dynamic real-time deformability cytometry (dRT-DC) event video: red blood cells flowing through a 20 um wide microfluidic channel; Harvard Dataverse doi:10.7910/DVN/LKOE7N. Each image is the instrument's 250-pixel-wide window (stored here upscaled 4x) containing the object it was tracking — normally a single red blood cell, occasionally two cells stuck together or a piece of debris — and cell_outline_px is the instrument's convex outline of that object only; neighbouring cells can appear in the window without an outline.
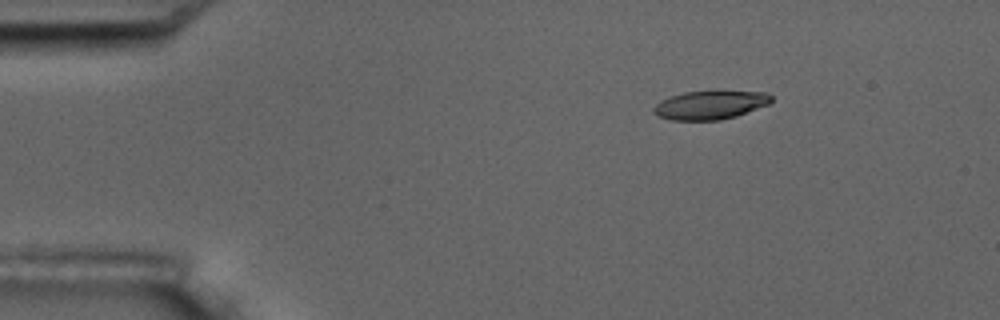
{"species": "common noctule bat (a hibernating species)", "species_latin": "Nyctalus noctula", "temperature_condition": "room temperature", "stored_images_in_passage": 5, "camera_frame_rate_fps": 3000, "um_per_image_px": 0.085, "animal": {"sex": "male", "body_mass_g": 17.5, "forearm_length_mm": 52.3}, "frame": {"image": 1, "passage_image": 1, "time_ms": 0.0, "image_size_px": [1000, 320], "cell_outline_px": [[772, 100], [768, 104], [736, 116], [720, 120], [672, 120], [660, 116], [652, 112], [652, 108], [660, 100], [684, 92], [716, 88], [768, 92], [772, 96]], "centroid_in_image_um": [60.41, 8.86], "position_along_channel_um": 24.6, "area_um2": 20.46}}
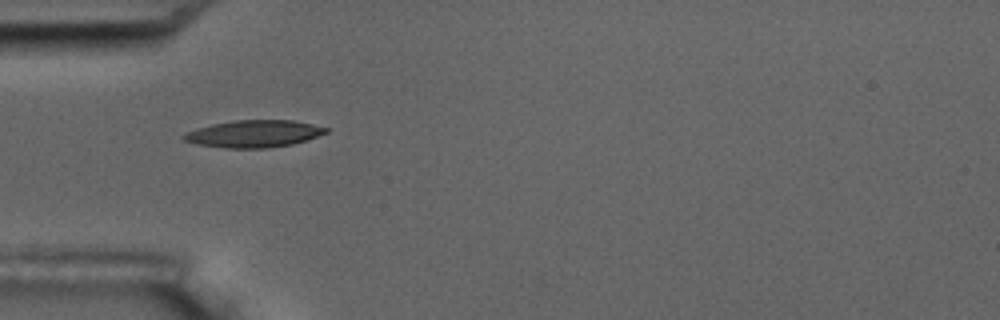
{"frame": {"image": 2, "passage_image": 3, "time_ms": 3.0, "image_size_px": [1000, 320], "cell_outline_px": [[328, 132], [292, 144], [268, 148], [224, 148], [196, 144], [184, 140], [180, 136], [196, 128], [212, 124], [236, 120], [292, 120], [312, 124], [328, 128]], "centroid_in_image_um": [21.54, 11.37], "position_along_channel_um": 63.5, "area_um2": 22.37}}